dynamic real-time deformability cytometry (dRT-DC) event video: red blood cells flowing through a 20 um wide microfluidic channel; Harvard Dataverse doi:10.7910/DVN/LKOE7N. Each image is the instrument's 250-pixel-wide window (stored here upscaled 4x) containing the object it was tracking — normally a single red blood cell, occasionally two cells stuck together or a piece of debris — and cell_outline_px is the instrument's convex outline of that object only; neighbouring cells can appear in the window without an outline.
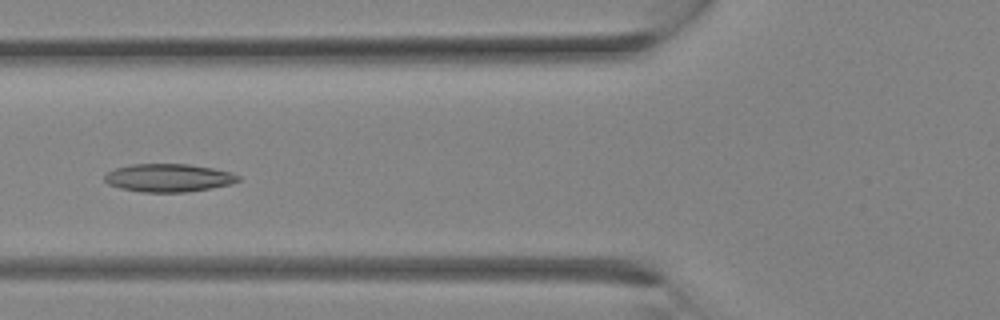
{"species": "Egyptian fruit bat (a non-hibernating species)", "species_latin": "Rousettus aegyptiacus", "temperature_condition": "room temperature", "stored_images_in_passage": 23, "camera_frame_rate_fps": 3000, "um_per_image_px": 0.085, "animal": {"sex": "female"}, "frame": {"image": 1, "passage_image": 5, "time_ms": 1.333, "image_size_px": [1000, 320], "cell_outline_px": [[240, 180], [232, 184], [212, 188], [184, 192], [140, 192], [120, 188], [108, 184], [104, 180], [104, 176], [108, 172], [116, 168], [132, 164], [188, 164], [212, 168], [232, 172], [240, 176]], "centroid_in_image_um": [14.34, 15.12], "position_along_channel_um": 111.5, "area_um2": 21.91}}
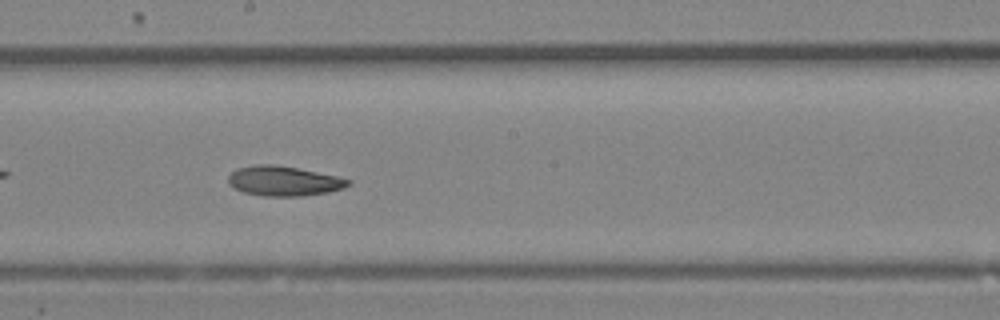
{"frame": {"image": 2, "passage_image": 10, "time_ms": 3.0, "image_size_px": [1000, 320], "cell_outline_px": [[352, 184], [344, 188], [328, 192], [300, 196], [264, 196], [244, 192], [228, 184], [228, 176], [236, 168], [256, 164], [272, 164], [296, 168], [336, 176], [352, 180]], "centroid_in_image_um": [24.12, 15.38], "position_along_channel_um": 224.1, "area_um2": 20.75}}
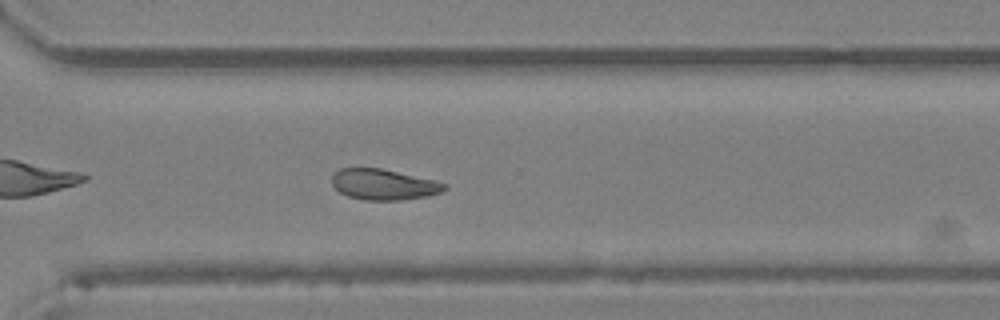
{"frame": {"image": 3, "passage_image": 15, "time_ms": 4.667, "image_size_px": [1000, 320], "cell_outline_px": [[448, 188], [440, 192], [428, 196], [400, 200], [368, 200], [348, 196], [340, 192], [332, 184], [332, 176], [340, 168], [380, 168], [432, 180], [448, 184]], "centroid_in_image_um": [32.61, 15.68], "position_along_channel_um": 338.0, "area_um2": 19.88}}